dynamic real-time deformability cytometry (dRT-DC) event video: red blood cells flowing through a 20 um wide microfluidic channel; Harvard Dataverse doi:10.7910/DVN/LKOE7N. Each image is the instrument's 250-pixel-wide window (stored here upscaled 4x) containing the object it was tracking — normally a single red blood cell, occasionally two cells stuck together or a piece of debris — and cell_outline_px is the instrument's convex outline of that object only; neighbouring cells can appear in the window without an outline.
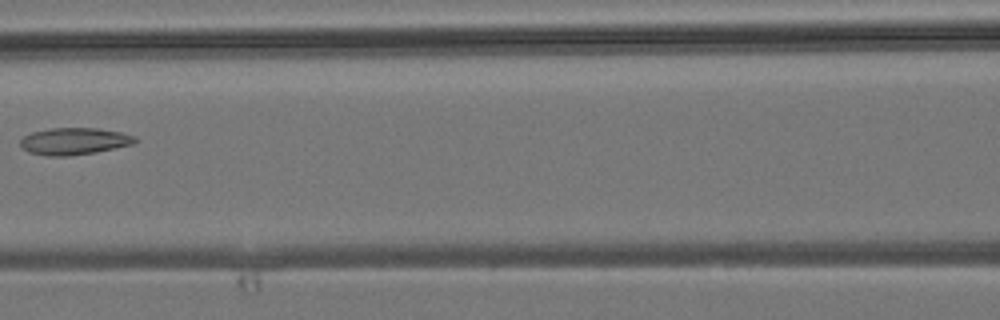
{"species": "common noctule bat (a hibernating species)", "species_latin": "Nyctalus noctula", "temperature_condition": "room temperature", "stored_images_in_passage": 3, "camera_frame_rate_fps": 3000, "um_per_image_px": 0.085, "animal": {"sex": "male", "body_mass_g": 19.2, "forearm_length_mm": 51.8}, "frame": {"image": 1, "passage_image": 3, "time_ms": 2.333, "image_size_px": [1000, 320], "cell_outline_px": [[140, 140], [132, 144], [96, 152], [68, 156], [48, 156], [28, 152], [20, 144], [20, 140], [24, 136], [32, 132], [48, 128], [100, 128], [120, 132], [136, 136]], "centroid_in_image_um": [6.32, 12.0], "position_along_channel_um": 160.3, "area_um2": 18.09}}